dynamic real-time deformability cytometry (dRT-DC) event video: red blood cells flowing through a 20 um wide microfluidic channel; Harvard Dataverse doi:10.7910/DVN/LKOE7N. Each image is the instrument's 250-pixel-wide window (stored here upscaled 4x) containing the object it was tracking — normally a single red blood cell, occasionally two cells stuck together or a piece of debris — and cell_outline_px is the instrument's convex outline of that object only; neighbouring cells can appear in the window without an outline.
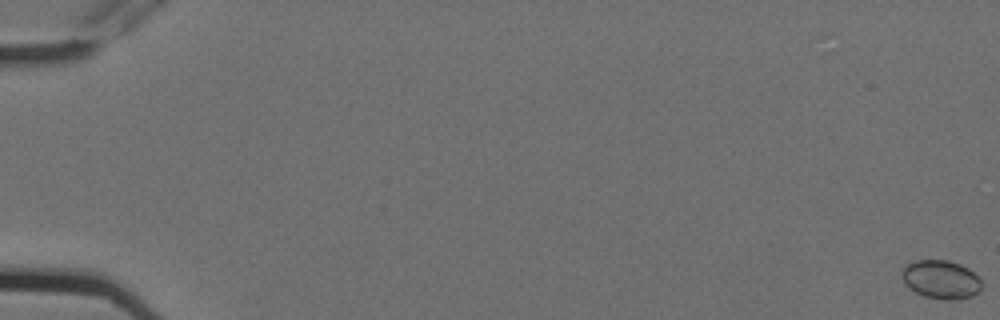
{"species": "Egyptian fruit bat (a non-hibernating species)", "species_latin": "Rousettus aegyptiacus", "temperature_condition": "cold", "stored_images_in_passage": 4, "camera_frame_rate_fps": 3000, "um_per_image_px": 0.085, "animal": {"sex": "female"}, "frame": {"image": 1, "passage_image": 1, "time_ms": 0.0, "image_size_px": [1000, 320], "cell_outline_px": [[980, 292], [972, 296], [960, 300], [944, 300], [924, 296], [908, 288], [904, 284], [900, 272], [908, 264], [916, 260], [948, 260], [960, 264], [968, 268], [980, 280]], "centroid_in_image_um": [79.96, 23.77], "position_along_channel_um": 5.0, "area_um2": 18.03}}